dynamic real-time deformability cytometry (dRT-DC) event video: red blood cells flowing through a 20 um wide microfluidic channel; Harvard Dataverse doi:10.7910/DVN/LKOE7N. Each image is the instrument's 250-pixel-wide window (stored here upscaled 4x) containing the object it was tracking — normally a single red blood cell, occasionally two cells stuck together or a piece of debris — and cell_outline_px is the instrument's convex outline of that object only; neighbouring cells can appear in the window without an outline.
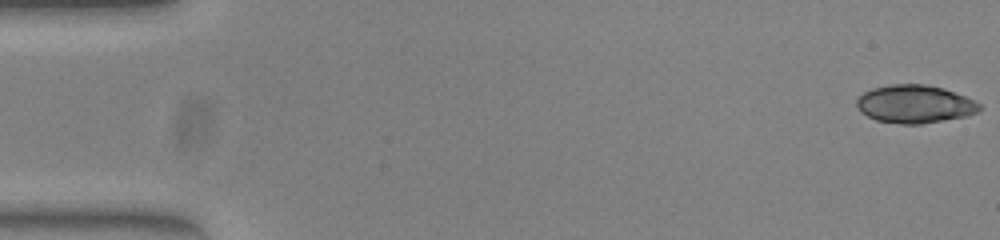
{"species": "common noctule bat (a hibernating species)", "species_latin": "Nyctalus noctula", "temperature_condition": "warm", "stored_images_in_passage": 52, "camera_frame_rate_fps": 3000, "um_per_image_px": 0.085, "animal": {"sex": "female", "body_mass_g": 23.0, "forearm_length_mm": 53.4}, "frame": {"image": 1, "passage_image": 1, "time_ms": 0.0, "image_size_px": [1000, 240], "cell_outline_px": [[980, 108], [976, 112], [964, 116], [920, 124], [900, 124], [876, 120], [860, 112], [856, 104], [856, 100], [864, 92], [872, 88], [892, 84], [928, 84], [964, 96], [980, 104]], "centroid_in_image_um": [77.69, 8.84], "position_along_channel_um": 7.3, "area_um2": 26.82}}
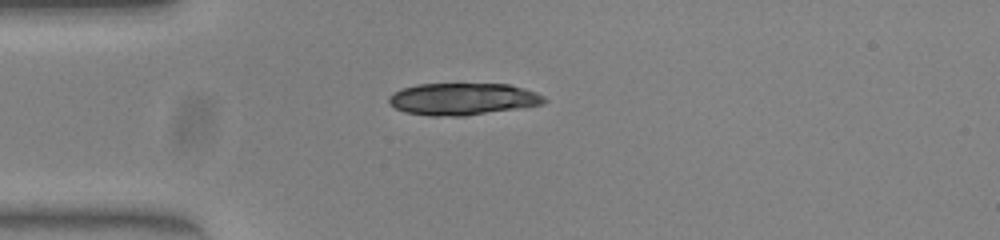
{"frame": {"image": 2, "passage_image": 14, "time_ms": 4.333, "image_size_px": [1000, 240], "cell_outline_px": [[548, 100], [544, 104], [520, 108], [464, 116], [432, 116], [404, 112], [388, 104], [388, 96], [392, 92], [416, 84], [508, 84], [524, 88], [536, 92], [544, 96]], "centroid_in_image_um": [39.33, 8.42], "position_along_channel_um": 45.7, "area_um2": 29.19}}